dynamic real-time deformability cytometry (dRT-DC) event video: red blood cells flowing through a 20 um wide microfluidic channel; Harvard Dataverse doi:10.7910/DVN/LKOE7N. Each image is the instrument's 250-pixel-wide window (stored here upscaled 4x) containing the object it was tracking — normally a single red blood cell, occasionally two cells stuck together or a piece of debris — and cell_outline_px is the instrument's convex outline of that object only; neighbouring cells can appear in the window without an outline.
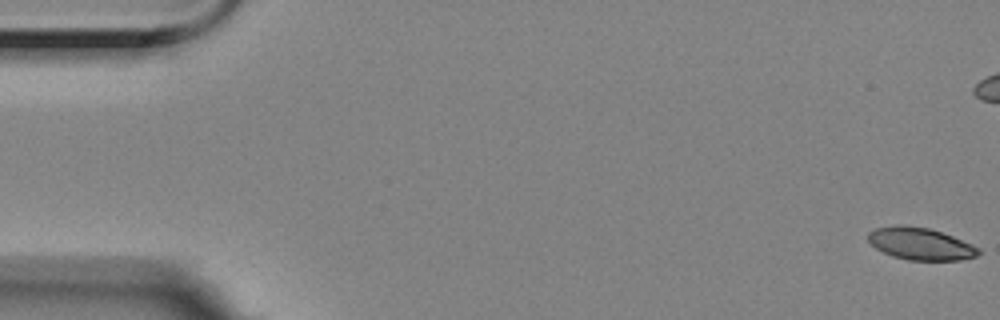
{"species": "Egyptian fruit bat (a non-hibernating species)", "species_latin": "Rousettus aegyptiacus", "temperature_condition": "room temperature", "stored_images_in_passage": 58, "camera_frame_rate_fps": 3000, "um_per_image_px": 0.085, "animal": {"sex": "female"}, "frame": {"image": 1, "passage_image": 1, "time_ms": 0.0, "image_size_px": [1000, 320], "cell_outline_px": [[980, 252], [976, 256], [960, 260], [908, 260], [892, 256], [876, 248], [868, 240], [868, 232], [876, 228], [896, 224], [904, 224], [928, 228], [952, 236], [972, 244], [980, 248]], "centroid_in_image_um": [78.22, 20.71], "position_along_channel_um": 6.8, "area_um2": 20.69}}
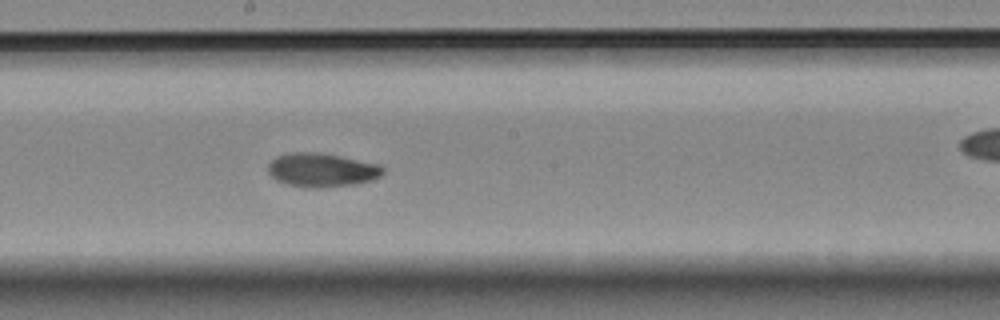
{"frame": {"image": 2, "passage_image": 31, "time_ms": 10.0, "image_size_px": [1000, 320], "cell_outline_px": [[384, 172], [380, 176], [372, 180], [356, 184], [324, 188], [312, 188], [288, 184], [276, 180], [268, 172], [268, 164], [276, 156], [288, 152], [320, 152], [380, 164], [384, 168]], "centroid_in_image_um": [27.36, 14.44], "position_along_channel_um": 220.8, "area_um2": 22.83}}
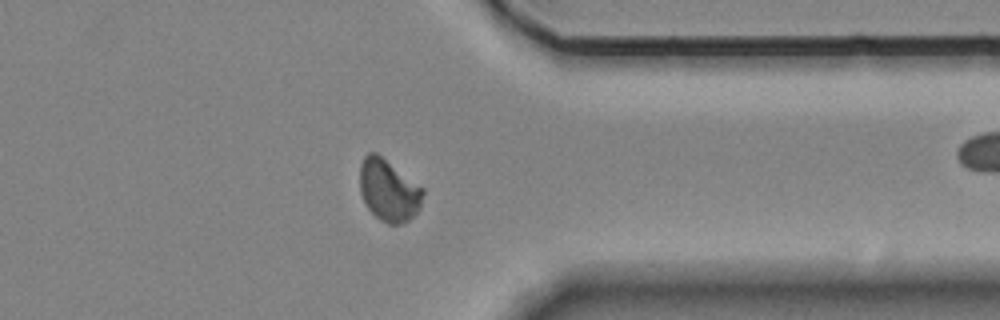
{"frame": {"image": 3, "passage_image": 45, "time_ms": 14.667, "image_size_px": [1000, 320], "cell_outline_px": [[424, 192], [420, 208], [408, 220], [400, 224], [388, 224], [380, 220], [368, 208], [360, 192], [360, 164], [364, 156], [368, 152], [376, 152], [424, 188]], "centroid_in_image_um": [33.03, 16.16], "position_along_channel_um": 378.4, "area_um2": 22.72}, "authors_computed_cell_mechanics": {"area_um2": 22.2241, "velocity_mm_per_s": 3.5143, "shape_relaxation_time_tau1_ms": 5.6392, "shape_relaxation_time_tau2_ms": 1.7794, "deformation_change_tau1": 0.1598, "deformation_change_tau2": 0.038}}